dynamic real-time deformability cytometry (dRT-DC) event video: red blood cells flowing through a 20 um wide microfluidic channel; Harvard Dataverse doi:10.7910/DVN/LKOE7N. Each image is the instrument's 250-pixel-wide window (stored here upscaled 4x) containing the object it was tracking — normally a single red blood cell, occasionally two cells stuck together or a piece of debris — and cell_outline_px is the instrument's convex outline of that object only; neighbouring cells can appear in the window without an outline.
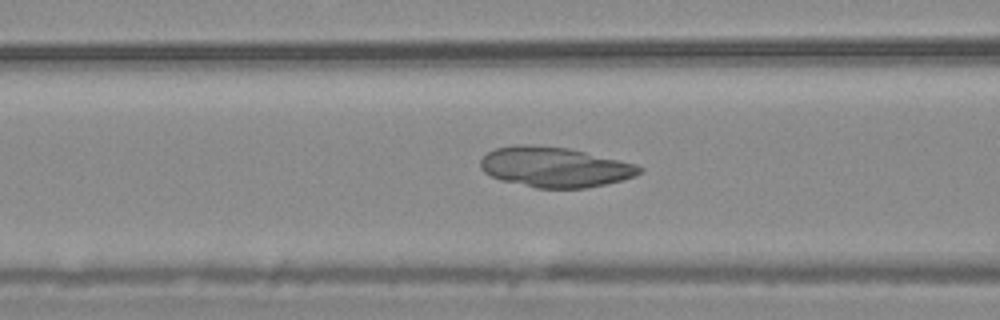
{"species": "common noctule bat (a hibernating species)", "species_latin": "Nyctalus noctula", "temperature_condition": "warm", "stored_images_in_passage": 42, "camera_frame_rate_fps": 3000, "um_per_image_px": 0.085, "animal": {"sex": "male", "body_mass_g": 20.4}, "frame": {"image": 1, "passage_image": 10, "time_ms": 3.0, "image_size_px": [1000, 320], "cell_outline_px": [[644, 172], [636, 176], [624, 180], [588, 188], [536, 188], [500, 180], [484, 172], [480, 168], [480, 160], [488, 152], [496, 148], [516, 144], [528, 144], [568, 148], [636, 164], [644, 168]], "centroid_in_image_um": [47.17, 14.21], "position_along_channel_um": 119.4, "area_um2": 37.4}}
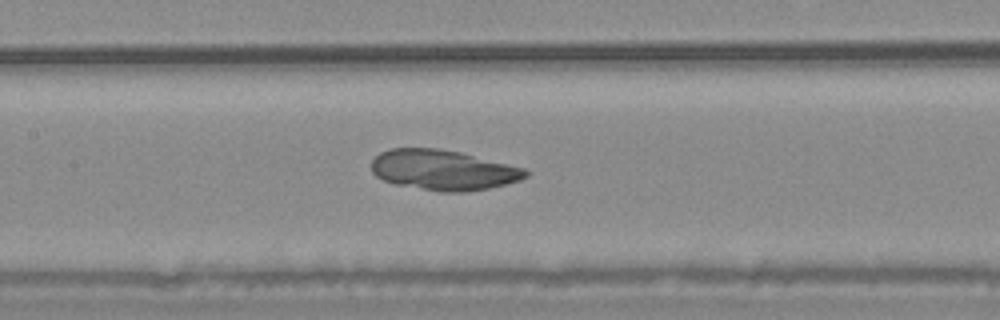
{"frame": {"image": 2, "passage_image": 14, "time_ms": 4.333, "image_size_px": [1000, 320], "cell_outline_px": [[532, 172], [528, 176], [520, 180], [488, 188], [464, 192], [440, 192], [396, 184], [384, 180], [376, 176], [372, 172], [372, 160], [380, 152], [392, 148], [440, 148], [460, 152], [524, 168]], "centroid_in_image_um": [37.68, 14.45], "position_along_channel_um": 169.7, "area_um2": 36.13}}
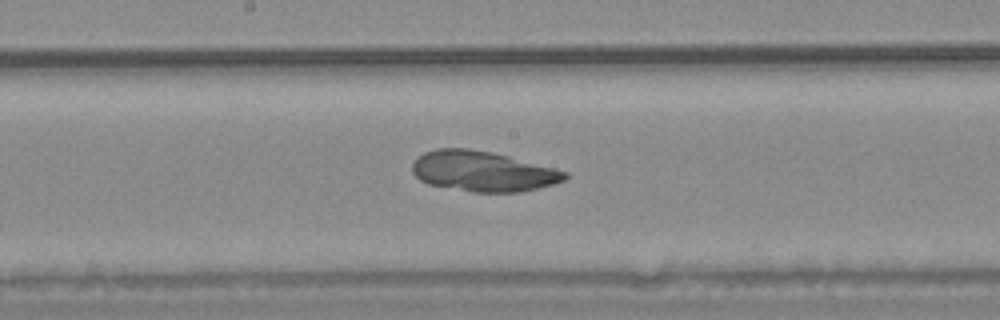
{"frame": {"image": 3, "passage_image": 17, "time_ms": 5.333, "image_size_px": [1000, 320], "cell_outline_px": [[568, 176], [564, 180], [552, 184], [520, 192], [472, 192], [428, 184], [420, 180], [412, 172], [412, 164], [424, 152], [436, 148], [468, 148], [492, 152], [556, 168], [568, 172]], "centroid_in_image_um": [41.03, 14.55], "position_along_channel_um": 207.2, "area_um2": 35.78}}